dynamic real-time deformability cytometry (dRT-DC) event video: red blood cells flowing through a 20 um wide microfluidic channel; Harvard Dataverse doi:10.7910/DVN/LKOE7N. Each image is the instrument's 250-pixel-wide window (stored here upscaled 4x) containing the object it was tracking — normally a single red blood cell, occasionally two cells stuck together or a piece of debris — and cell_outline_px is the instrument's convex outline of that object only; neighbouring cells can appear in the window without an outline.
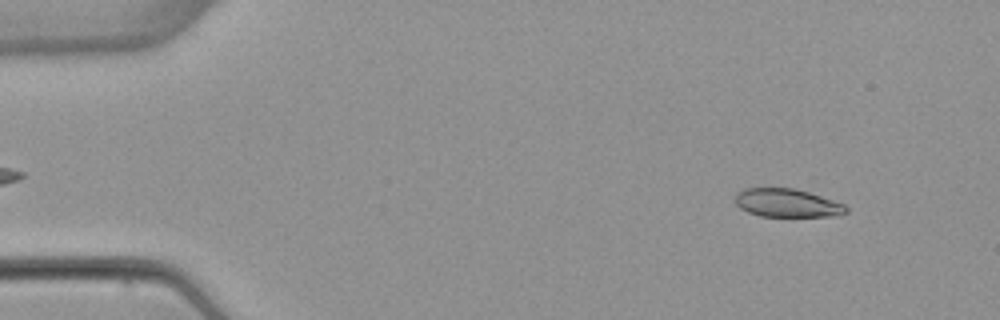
{"species": "common noctule bat (a hibernating species)", "species_latin": "Nyctalus noctula", "temperature_condition": "warm", "stored_images_in_passage": 52, "camera_frame_rate_fps": 3000, "um_per_image_px": 0.085, "animal": {"sex": "female", "body_mass_g": 22.7, "forearm_length_mm": 54.2}, "frame": {"image": 1, "passage_image": 5, "time_ms": 1.333, "image_size_px": [1000, 320], "cell_outline_px": [[848, 212], [840, 216], [760, 216], [748, 212], [740, 208], [736, 204], [736, 192], [744, 188], [792, 188], [808, 192], [844, 204], [848, 208]], "centroid_in_image_um": [66.91, 17.26], "position_along_channel_um": 18.1, "area_um2": 18.26}}
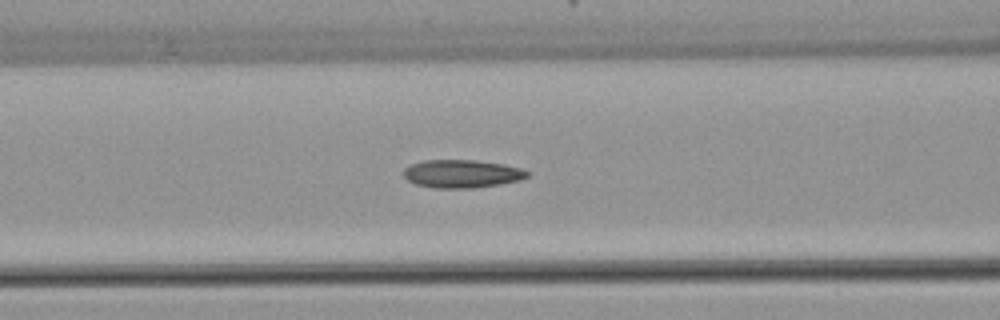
{"frame": {"image": 2, "passage_image": 21, "time_ms": 6.667, "image_size_px": [1000, 320], "cell_outline_px": [[532, 172], [528, 176], [520, 180], [500, 184], [472, 188], [436, 188], [416, 184], [408, 180], [404, 176], [404, 168], [412, 164], [424, 160], [476, 160], [504, 164], [520, 168]], "centroid_in_image_um": [39.29, 14.76], "position_along_channel_um": 127.3, "area_um2": 20.23}}
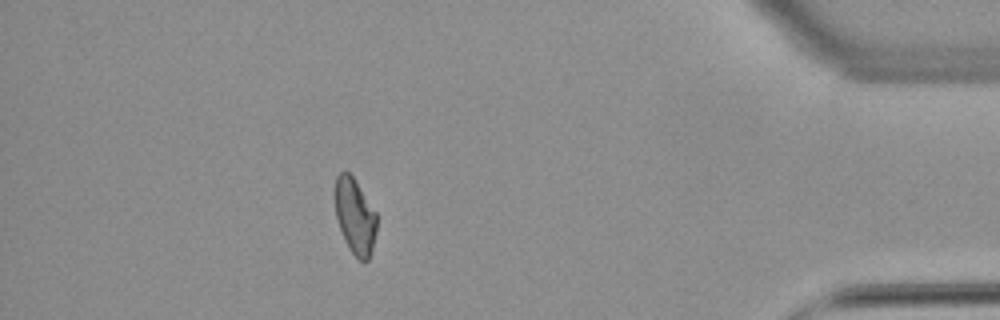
{"frame": {"image": 3, "passage_image": 46, "time_ms": 15.0, "image_size_px": [1000, 320], "cell_outline_px": [[376, 232], [372, 248], [368, 260], [360, 260], [348, 248], [344, 240], [336, 216], [336, 176], [340, 172], [348, 172], [352, 176], [376, 212]], "centroid_in_image_um": [30.18, 18.4], "position_along_channel_um": 405.0, "area_um2": 17.92}, "authors_computed_cell_mechanics": {"area_um2": 19.5942, "velocity_mm_per_s": 3.9125, "shape_relaxation_time_tau1_ms": null, "shape_relaxation_time_tau2_ms": 3.2942, "deformation_change_tau1": null, "deformation_change_tau2": 0.0969}}